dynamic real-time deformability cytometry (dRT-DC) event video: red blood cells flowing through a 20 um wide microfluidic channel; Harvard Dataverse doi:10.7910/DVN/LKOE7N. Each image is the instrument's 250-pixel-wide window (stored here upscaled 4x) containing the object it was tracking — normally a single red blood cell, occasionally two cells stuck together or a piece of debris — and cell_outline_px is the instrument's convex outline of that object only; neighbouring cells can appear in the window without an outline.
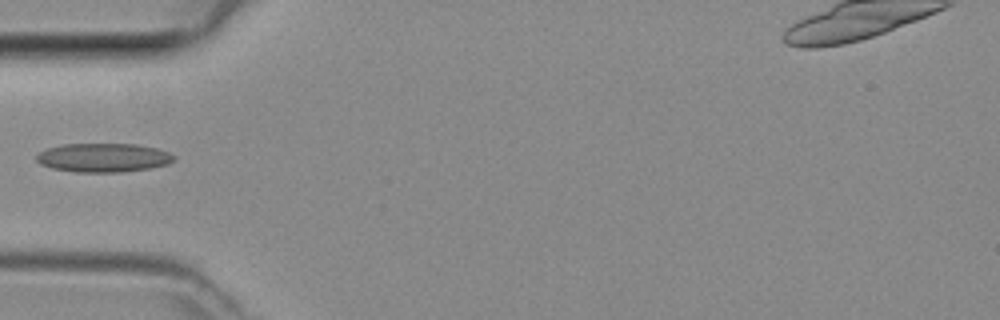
{"species": "common noctule bat (a hibernating species)", "species_latin": "Nyctalus noctula", "temperature_condition": "room temperature", "stored_images_in_passage": 4, "camera_frame_rate_fps": 3000, "um_per_image_px": 0.085, "animal": {"sex": "female", "body_mass_g": 29.2, "forearm_length_mm": 56.3}, "frame": {"image": 1, "passage_image": 4, "time_ms": 1.0, "image_size_px": [1000, 320], "cell_outline_px": [[176, 156], [168, 164], [148, 168], [120, 172], [76, 172], [52, 168], [40, 164], [36, 160], [36, 156], [40, 152], [48, 148], [64, 144], [136, 144], [156, 148], [168, 152]], "centroid_in_image_um": [8.77, 13.4], "position_along_channel_um": 76.2, "area_um2": 22.95}}